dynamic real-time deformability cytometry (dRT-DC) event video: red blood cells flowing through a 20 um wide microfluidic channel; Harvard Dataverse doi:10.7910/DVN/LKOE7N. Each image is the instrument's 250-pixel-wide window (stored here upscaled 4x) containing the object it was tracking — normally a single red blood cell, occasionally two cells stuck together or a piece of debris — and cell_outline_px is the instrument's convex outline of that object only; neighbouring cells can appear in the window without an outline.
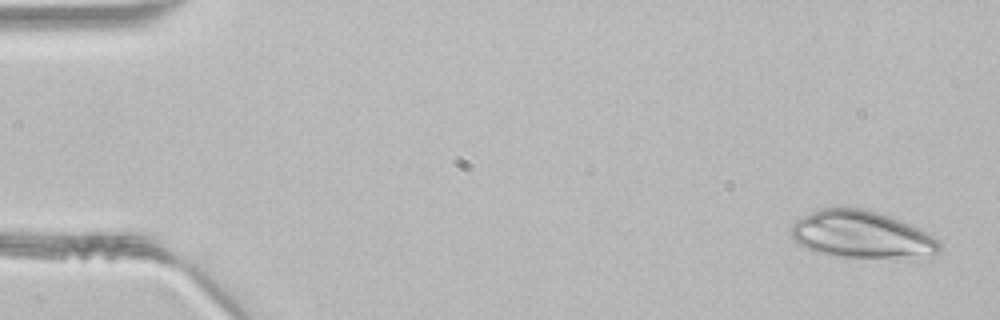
{"species": "common noctule bat (a hibernating species)", "species_latin": "Nyctalus noctula", "temperature_condition": "room temperature", "stored_images_in_passage": 45, "camera_frame_rate_fps": 3000, "um_per_image_px": 0.085, "animal": {"sex": "male", "body_mass_g": 21.5, "forearm_length_mm": 52.0}, "frame": {"image": 1, "passage_image": 1, "time_ms": 0.0, "image_size_px": [1000, 320], "cell_outline_px": [[940, 248], [936, 256], [932, 260], [844, 256], [816, 252], [800, 244], [792, 236], [792, 224], [796, 220], [820, 208], [864, 208], [900, 220], [920, 228], [940, 240]], "centroid_in_image_um": [73.38, 19.98], "position_along_channel_um": 11.6, "area_um2": 41.21}}
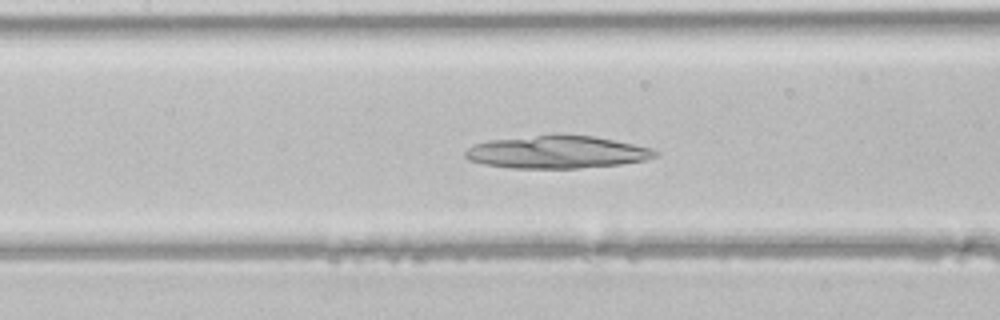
{"frame": {"image": 2, "passage_image": 20, "time_ms": 6.333, "image_size_px": [1000, 320], "cell_outline_px": [[660, 152], [656, 156], [644, 160], [620, 164], [580, 168], [512, 168], [484, 164], [468, 160], [464, 156], [464, 152], [468, 148], [476, 144], [488, 140], [552, 132], [560, 132], [596, 136], [652, 148]], "centroid_in_image_um": [47.33, 12.89], "position_along_channel_um": 160.1, "area_um2": 37.05}}
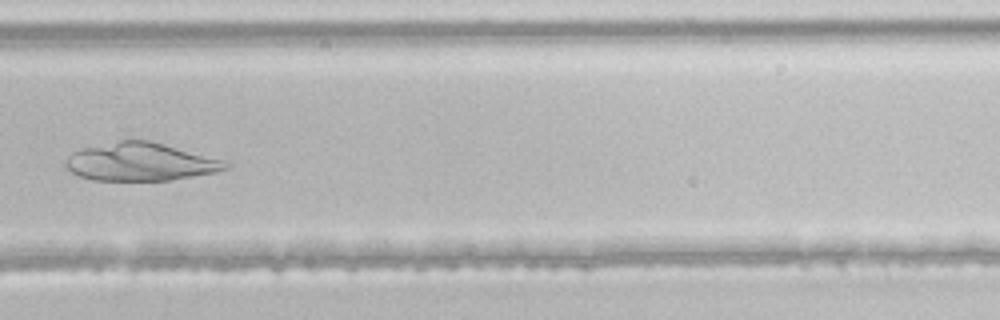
{"frame": {"image": 3, "passage_image": 31, "time_ms": 10.0, "image_size_px": [1000, 320], "cell_outline_px": [[232, 164], [228, 168], [216, 172], [172, 180], [92, 180], [80, 176], [72, 172], [64, 164], [64, 160], [72, 152], [80, 148], [120, 140], [148, 140], [224, 160]], "centroid_in_image_um": [11.92, 13.76], "position_along_channel_um": 317.9, "area_um2": 35.37}}